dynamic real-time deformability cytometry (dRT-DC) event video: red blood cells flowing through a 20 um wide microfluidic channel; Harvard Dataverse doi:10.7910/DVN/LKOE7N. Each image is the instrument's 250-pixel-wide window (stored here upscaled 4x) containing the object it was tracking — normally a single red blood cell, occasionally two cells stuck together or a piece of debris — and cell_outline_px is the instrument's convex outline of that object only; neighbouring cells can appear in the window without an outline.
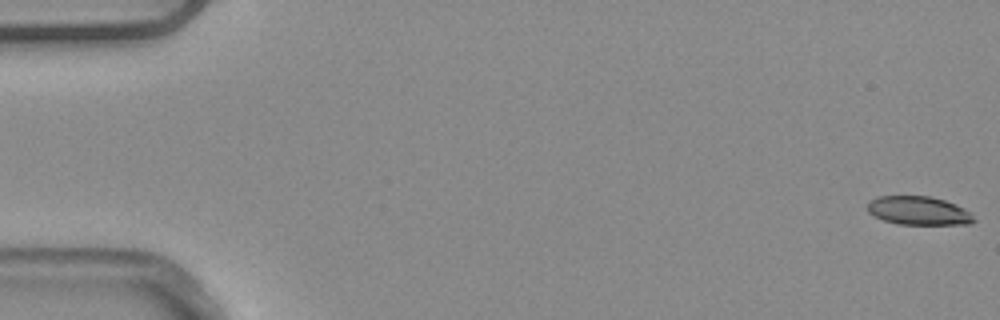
{"species": "common noctule bat (a hibernating species)", "species_latin": "Nyctalus noctula", "temperature_condition": "warm", "stored_images_in_passage": 5, "camera_frame_rate_fps": 3000, "um_per_image_px": 0.085, "animal": {"sex": "male", "body_mass_g": 20.4}, "frame": {"image": 1, "passage_image": 1, "time_ms": 0.0, "image_size_px": [1000, 320], "cell_outline_px": [[976, 220], [968, 224], [896, 224], [884, 220], [868, 212], [868, 204], [872, 200], [880, 196], [932, 196], [956, 204], [964, 208]], "centroid_in_image_um": [78.09, 17.9], "position_along_channel_um": 6.9, "area_um2": 17.51}}
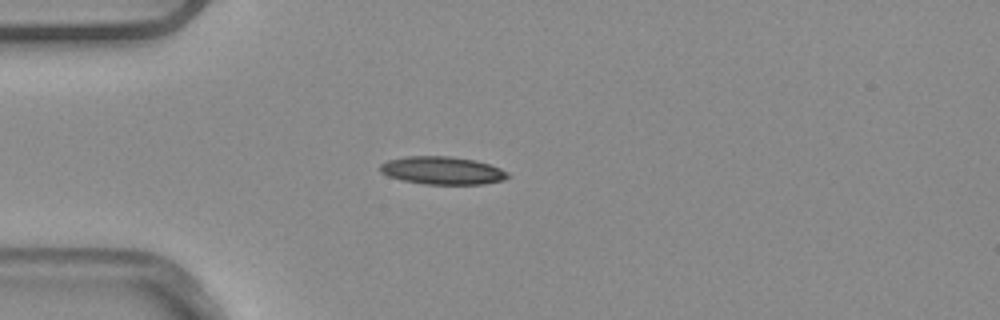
{"frame": {"image": 2, "passage_image": 5, "time_ms": 1.333, "image_size_px": [1000, 320], "cell_outline_px": [[508, 176], [504, 180], [484, 184], [424, 184], [400, 180], [388, 176], [380, 172], [380, 164], [388, 160], [404, 156], [448, 156], [476, 160], [500, 168], [508, 172]], "centroid_in_image_um": [37.57, 14.49], "position_along_channel_um": 47.4, "area_um2": 20.81}}